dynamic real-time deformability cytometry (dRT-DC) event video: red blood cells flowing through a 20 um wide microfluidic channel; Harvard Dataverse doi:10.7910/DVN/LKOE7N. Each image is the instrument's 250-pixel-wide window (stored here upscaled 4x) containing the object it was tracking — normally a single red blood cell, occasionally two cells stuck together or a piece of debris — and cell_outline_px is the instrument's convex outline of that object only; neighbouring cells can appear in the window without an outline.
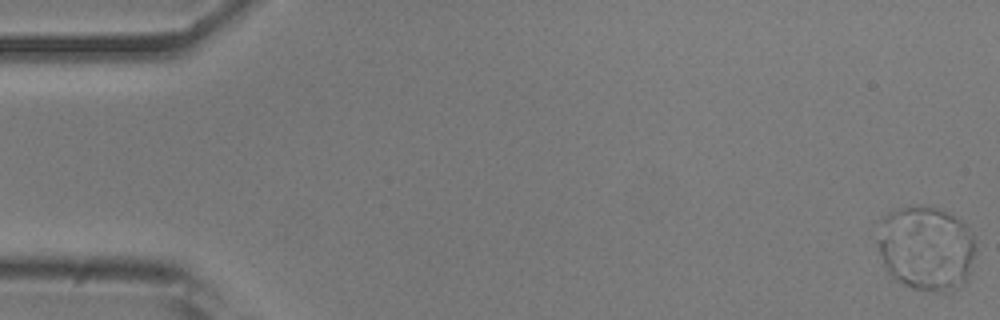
{"species": "common noctule bat (a hibernating species)", "species_latin": "Nyctalus noctula", "temperature_condition": "room temperature", "stored_images_in_passage": 54, "camera_frame_rate_fps": 3000, "um_per_image_px": 0.085, "animal": {"sex": "male", "body_mass_g": 20.5, "forearm_length_mm": 52.5}, "frame": {"image": 1, "passage_image": 1, "time_ms": 0.0, "image_size_px": [1000, 320], "cell_outline_px": [[972, 256], [968, 276], [956, 288], [912, 288], [896, 280], [888, 272], [880, 252], [880, 240], [968, 236], [972, 236]], "centroid_in_image_um": [78.92, 22.18], "position_along_channel_um": 6.1, "area_um2": 29.48}}